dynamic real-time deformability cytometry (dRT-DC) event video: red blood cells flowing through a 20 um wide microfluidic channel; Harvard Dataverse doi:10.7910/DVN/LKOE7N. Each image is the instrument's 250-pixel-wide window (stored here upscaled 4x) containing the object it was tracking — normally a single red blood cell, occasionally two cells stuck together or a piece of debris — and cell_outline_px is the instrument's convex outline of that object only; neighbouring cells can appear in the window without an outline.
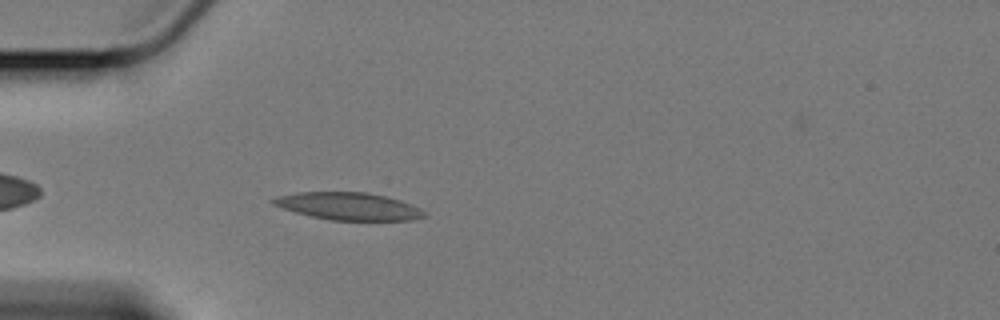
{"species": "Egyptian fruit bat (a non-hibernating species)", "species_latin": "Rousettus aegyptiacus", "temperature_condition": "cold", "stored_images_in_passage": 46, "camera_frame_rate_fps": 3000, "um_per_image_px": 0.085, "animal": {"sex": "female"}, "frame": {"image": 1, "passage_image": 4, "time_ms": 1.0, "image_size_px": [1000, 320], "cell_outline_px": [[428, 216], [412, 220], [332, 220], [312, 216], [296, 212], [272, 204], [268, 200], [276, 196], [296, 192], [368, 192], [400, 200], [412, 204], [420, 208]], "centroid_in_image_um": [29.62, 17.52], "position_along_channel_um": 55.4, "area_um2": 24.16}}
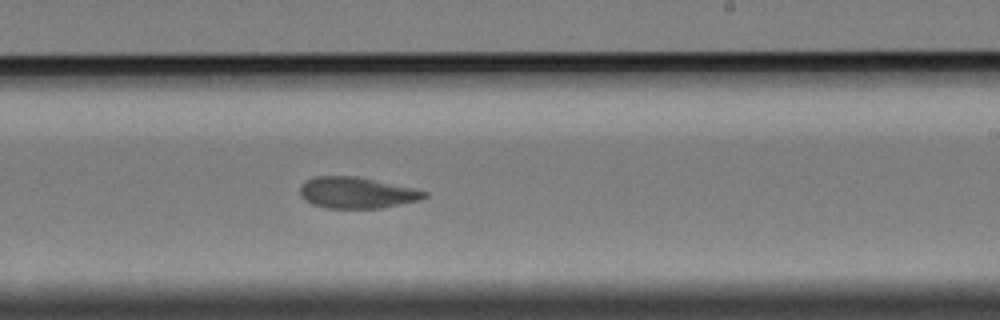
{"frame": {"image": 2, "passage_image": 23, "time_ms": 7.333, "image_size_px": [1000, 320], "cell_outline_px": [[428, 196], [420, 200], [380, 208], [324, 208], [312, 204], [304, 200], [300, 196], [300, 188], [308, 180], [316, 176], [356, 176], [416, 188], [428, 192]], "centroid_in_image_um": [30.35, 16.38], "position_along_channel_um": 258.7, "area_um2": 22.66}}
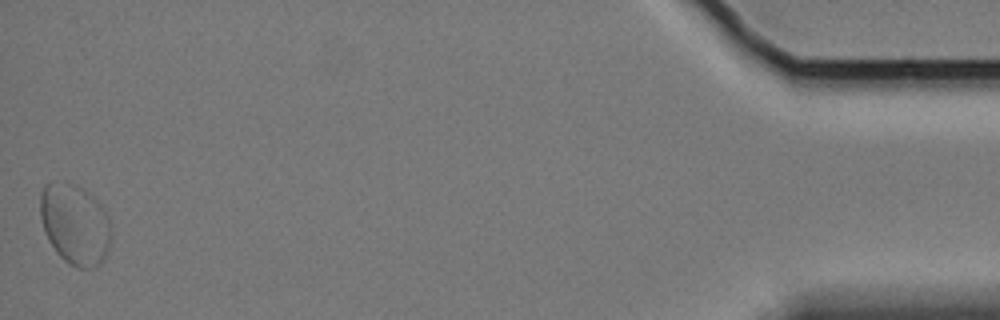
{"frame": {"image": 3, "passage_image": 46, "time_ms": 15.0, "image_size_px": [1000, 320], "cell_outline_px": [[112, 236], [104, 260], [100, 264], [92, 268], [76, 268], [64, 260], [56, 252], [48, 240], [40, 216], [40, 192], [44, 184], [64, 180], [88, 192], [100, 204], [112, 228]], "centroid_in_image_um": [6.36, 19.07], "position_along_channel_um": 428.8, "area_um2": 33.47}, "authors_computed_cell_mechanics": {"area_um2": 23.0333, "velocity_mm_per_s": 3.3366, "shape_relaxation_time_tau1_ms": 9.0364, "shape_relaxation_time_tau2_ms": 5.3843, "deformation_change_tau1": 0.1582, "deformation_change_tau2": 0.1085}}